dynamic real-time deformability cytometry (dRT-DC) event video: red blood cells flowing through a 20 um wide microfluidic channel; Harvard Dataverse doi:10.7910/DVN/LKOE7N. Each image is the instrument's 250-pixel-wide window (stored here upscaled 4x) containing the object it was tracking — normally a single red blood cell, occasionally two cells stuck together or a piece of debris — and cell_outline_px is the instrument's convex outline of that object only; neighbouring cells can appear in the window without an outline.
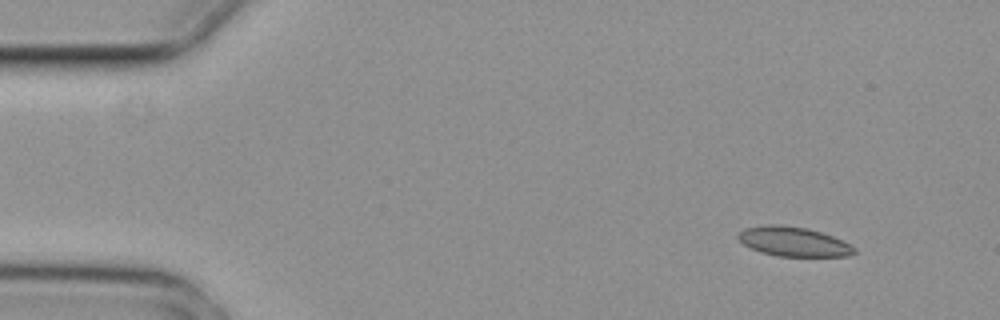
{"species": "common noctule bat (a hibernating species)", "species_latin": "Nyctalus noctula", "temperature_condition": "cold", "stored_images_in_passage": 5, "camera_frame_rate_fps": 3000, "um_per_image_px": 0.085, "animal": {"sex": "female", "body_mass_g": 29.2, "forearm_length_mm": 56.3}, "frame": {"image": 1, "passage_image": 1, "time_ms": 0.0, "image_size_px": [1000, 320], "cell_outline_px": [[856, 252], [848, 256], [776, 256], [760, 252], [744, 244], [736, 236], [736, 232], [744, 228], [768, 224], [776, 224], [808, 228], [832, 236], [856, 248]], "centroid_in_image_um": [67.4, 20.53], "position_along_channel_um": 17.6, "area_um2": 19.88}}